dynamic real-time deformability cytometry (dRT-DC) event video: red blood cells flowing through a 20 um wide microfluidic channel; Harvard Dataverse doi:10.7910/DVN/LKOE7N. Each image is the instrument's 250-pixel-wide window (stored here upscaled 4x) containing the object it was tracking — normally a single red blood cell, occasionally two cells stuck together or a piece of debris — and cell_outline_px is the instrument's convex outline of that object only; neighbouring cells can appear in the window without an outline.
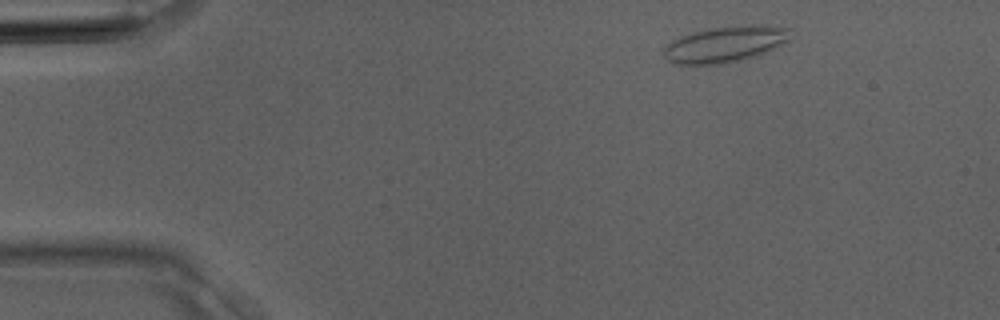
{"species": "Egyptian fruit bat (a non-hibernating species)", "species_latin": "Rousettus aegyptiacus", "temperature_condition": "room temperature", "stored_images_in_passage": 2, "camera_frame_rate_fps": 3000, "um_per_image_px": 0.085, "animal": {"sex": "male"}, "frame": {"image": 1, "passage_image": 1, "time_ms": 0.0, "image_size_px": [1000, 320], "cell_outline_px": [[792, 28], [788, 40], [756, 56], [740, 60], [720, 64], [680, 64], [668, 60], [664, 56], [664, 48], [672, 40], [680, 36], [708, 28], [752, 24]], "centroid_in_image_um": [61.63, 3.74], "position_along_channel_um": 23.4, "area_um2": 26.3}}